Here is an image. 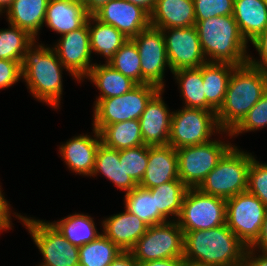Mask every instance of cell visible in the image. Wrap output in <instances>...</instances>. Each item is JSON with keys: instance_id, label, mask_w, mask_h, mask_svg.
Instances as JSON below:
<instances>
[{"instance_id": "38", "label": "cell", "mask_w": 267, "mask_h": 266, "mask_svg": "<svg viewBox=\"0 0 267 266\" xmlns=\"http://www.w3.org/2000/svg\"><path fill=\"white\" fill-rule=\"evenodd\" d=\"M267 126V92L245 115L242 121L230 132V138L249 132L257 131Z\"/></svg>"}, {"instance_id": "19", "label": "cell", "mask_w": 267, "mask_h": 266, "mask_svg": "<svg viewBox=\"0 0 267 266\" xmlns=\"http://www.w3.org/2000/svg\"><path fill=\"white\" fill-rule=\"evenodd\" d=\"M179 179L178 155L170 145L148 146V165L139 186L150 189Z\"/></svg>"}, {"instance_id": "34", "label": "cell", "mask_w": 267, "mask_h": 266, "mask_svg": "<svg viewBox=\"0 0 267 266\" xmlns=\"http://www.w3.org/2000/svg\"><path fill=\"white\" fill-rule=\"evenodd\" d=\"M122 251L103 233L79 247V266H109Z\"/></svg>"}, {"instance_id": "12", "label": "cell", "mask_w": 267, "mask_h": 266, "mask_svg": "<svg viewBox=\"0 0 267 266\" xmlns=\"http://www.w3.org/2000/svg\"><path fill=\"white\" fill-rule=\"evenodd\" d=\"M267 207L254 194L244 191L226 200V225L247 246L259 237Z\"/></svg>"}, {"instance_id": "2", "label": "cell", "mask_w": 267, "mask_h": 266, "mask_svg": "<svg viewBox=\"0 0 267 266\" xmlns=\"http://www.w3.org/2000/svg\"><path fill=\"white\" fill-rule=\"evenodd\" d=\"M35 41L27 48L21 63L23 81L38 101L58 109L63 93L62 70L66 69L55 51Z\"/></svg>"}, {"instance_id": "35", "label": "cell", "mask_w": 267, "mask_h": 266, "mask_svg": "<svg viewBox=\"0 0 267 266\" xmlns=\"http://www.w3.org/2000/svg\"><path fill=\"white\" fill-rule=\"evenodd\" d=\"M35 41L27 31L9 24L0 29V59L18 61L20 64L27 48Z\"/></svg>"}, {"instance_id": "7", "label": "cell", "mask_w": 267, "mask_h": 266, "mask_svg": "<svg viewBox=\"0 0 267 266\" xmlns=\"http://www.w3.org/2000/svg\"><path fill=\"white\" fill-rule=\"evenodd\" d=\"M160 89L151 84H137L121 96L94 101L93 128L98 132L105 126L141 117L149 100Z\"/></svg>"}, {"instance_id": "27", "label": "cell", "mask_w": 267, "mask_h": 266, "mask_svg": "<svg viewBox=\"0 0 267 266\" xmlns=\"http://www.w3.org/2000/svg\"><path fill=\"white\" fill-rule=\"evenodd\" d=\"M94 64L85 78H88L100 90L96 99L121 96L137 85L135 81L124 76L109 64Z\"/></svg>"}, {"instance_id": "50", "label": "cell", "mask_w": 267, "mask_h": 266, "mask_svg": "<svg viewBox=\"0 0 267 266\" xmlns=\"http://www.w3.org/2000/svg\"><path fill=\"white\" fill-rule=\"evenodd\" d=\"M13 0H0V15L11 6Z\"/></svg>"}, {"instance_id": "26", "label": "cell", "mask_w": 267, "mask_h": 266, "mask_svg": "<svg viewBox=\"0 0 267 266\" xmlns=\"http://www.w3.org/2000/svg\"><path fill=\"white\" fill-rule=\"evenodd\" d=\"M103 174L116 188L128 193L138 185L123 168V160H120L119 150L107 147L102 142L98 146L95 156L94 169L90 177Z\"/></svg>"}, {"instance_id": "3", "label": "cell", "mask_w": 267, "mask_h": 266, "mask_svg": "<svg viewBox=\"0 0 267 266\" xmlns=\"http://www.w3.org/2000/svg\"><path fill=\"white\" fill-rule=\"evenodd\" d=\"M267 92V73L246 63L236 66L223 105L216 112L223 132H231Z\"/></svg>"}, {"instance_id": "13", "label": "cell", "mask_w": 267, "mask_h": 266, "mask_svg": "<svg viewBox=\"0 0 267 266\" xmlns=\"http://www.w3.org/2000/svg\"><path fill=\"white\" fill-rule=\"evenodd\" d=\"M141 59V84H151L164 90L166 67H169L164 35L161 29L149 26L131 38Z\"/></svg>"}, {"instance_id": "24", "label": "cell", "mask_w": 267, "mask_h": 266, "mask_svg": "<svg viewBox=\"0 0 267 266\" xmlns=\"http://www.w3.org/2000/svg\"><path fill=\"white\" fill-rule=\"evenodd\" d=\"M49 0H13L5 11L8 23L27 31L37 40L44 25Z\"/></svg>"}, {"instance_id": "20", "label": "cell", "mask_w": 267, "mask_h": 266, "mask_svg": "<svg viewBox=\"0 0 267 266\" xmlns=\"http://www.w3.org/2000/svg\"><path fill=\"white\" fill-rule=\"evenodd\" d=\"M114 214L101 221L103 234L121 251H130L146 233L148 225L135 214L128 212Z\"/></svg>"}, {"instance_id": "32", "label": "cell", "mask_w": 267, "mask_h": 266, "mask_svg": "<svg viewBox=\"0 0 267 266\" xmlns=\"http://www.w3.org/2000/svg\"><path fill=\"white\" fill-rule=\"evenodd\" d=\"M188 187L176 179L150 188L152 196H155L156 209L169 221H176L182 207L184 195ZM175 217V218H174Z\"/></svg>"}, {"instance_id": "36", "label": "cell", "mask_w": 267, "mask_h": 266, "mask_svg": "<svg viewBox=\"0 0 267 266\" xmlns=\"http://www.w3.org/2000/svg\"><path fill=\"white\" fill-rule=\"evenodd\" d=\"M108 64L137 84H141V59L138 48L131 39L118 49Z\"/></svg>"}, {"instance_id": "37", "label": "cell", "mask_w": 267, "mask_h": 266, "mask_svg": "<svg viewBox=\"0 0 267 266\" xmlns=\"http://www.w3.org/2000/svg\"><path fill=\"white\" fill-rule=\"evenodd\" d=\"M119 157L123 160L125 173L139 185L148 165V146L141 145L119 150Z\"/></svg>"}, {"instance_id": "45", "label": "cell", "mask_w": 267, "mask_h": 266, "mask_svg": "<svg viewBox=\"0 0 267 266\" xmlns=\"http://www.w3.org/2000/svg\"><path fill=\"white\" fill-rule=\"evenodd\" d=\"M254 250L259 249V253H267V211L258 239L250 246Z\"/></svg>"}, {"instance_id": "46", "label": "cell", "mask_w": 267, "mask_h": 266, "mask_svg": "<svg viewBox=\"0 0 267 266\" xmlns=\"http://www.w3.org/2000/svg\"><path fill=\"white\" fill-rule=\"evenodd\" d=\"M109 266H139L130 251H122Z\"/></svg>"}, {"instance_id": "48", "label": "cell", "mask_w": 267, "mask_h": 266, "mask_svg": "<svg viewBox=\"0 0 267 266\" xmlns=\"http://www.w3.org/2000/svg\"><path fill=\"white\" fill-rule=\"evenodd\" d=\"M111 0H82V3L85 6L86 12L89 15H93L98 11L102 6L106 5Z\"/></svg>"}, {"instance_id": "30", "label": "cell", "mask_w": 267, "mask_h": 266, "mask_svg": "<svg viewBox=\"0 0 267 266\" xmlns=\"http://www.w3.org/2000/svg\"><path fill=\"white\" fill-rule=\"evenodd\" d=\"M99 134L104 145L116 150L144 145L138 119L107 125Z\"/></svg>"}, {"instance_id": "10", "label": "cell", "mask_w": 267, "mask_h": 266, "mask_svg": "<svg viewBox=\"0 0 267 266\" xmlns=\"http://www.w3.org/2000/svg\"><path fill=\"white\" fill-rule=\"evenodd\" d=\"M233 146L228 141L212 139L205 144L176 149L179 179L188 188H197Z\"/></svg>"}, {"instance_id": "47", "label": "cell", "mask_w": 267, "mask_h": 266, "mask_svg": "<svg viewBox=\"0 0 267 266\" xmlns=\"http://www.w3.org/2000/svg\"><path fill=\"white\" fill-rule=\"evenodd\" d=\"M183 258H167L161 260H151L143 263H139V266H183Z\"/></svg>"}, {"instance_id": "33", "label": "cell", "mask_w": 267, "mask_h": 266, "mask_svg": "<svg viewBox=\"0 0 267 266\" xmlns=\"http://www.w3.org/2000/svg\"><path fill=\"white\" fill-rule=\"evenodd\" d=\"M172 74L180 87L185 102L183 107L206 110L202 65L199 68L180 69Z\"/></svg>"}, {"instance_id": "17", "label": "cell", "mask_w": 267, "mask_h": 266, "mask_svg": "<svg viewBox=\"0 0 267 266\" xmlns=\"http://www.w3.org/2000/svg\"><path fill=\"white\" fill-rule=\"evenodd\" d=\"M160 89L147 103L139 118L144 145H168L172 112L162 98Z\"/></svg>"}, {"instance_id": "52", "label": "cell", "mask_w": 267, "mask_h": 266, "mask_svg": "<svg viewBox=\"0 0 267 266\" xmlns=\"http://www.w3.org/2000/svg\"><path fill=\"white\" fill-rule=\"evenodd\" d=\"M263 1H264L265 5H266V7H267V0H263Z\"/></svg>"}, {"instance_id": "11", "label": "cell", "mask_w": 267, "mask_h": 266, "mask_svg": "<svg viewBox=\"0 0 267 266\" xmlns=\"http://www.w3.org/2000/svg\"><path fill=\"white\" fill-rule=\"evenodd\" d=\"M138 263L167 258H183L184 233L177 221L148 226L130 250Z\"/></svg>"}, {"instance_id": "49", "label": "cell", "mask_w": 267, "mask_h": 266, "mask_svg": "<svg viewBox=\"0 0 267 266\" xmlns=\"http://www.w3.org/2000/svg\"><path fill=\"white\" fill-rule=\"evenodd\" d=\"M125 1L141 6L149 14L154 9L155 3H156V0H125Z\"/></svg>"}, {"instance_id": "1", "label": "cell", "mask_w": 267, "mask_h": 266, "mask_svg": "<svg viewBox=\"0 0 267 266\" xmlns=\"http://www.w3.org/2000/svg\"><path fill=\"white\" fill-rule=\"evenodd\" d=\"M247 248L224 224L185 232L183 259L206 266H243Z\"/></svg>"}, {"instance_id": "43", "label": "cell", "mask_w": 267, "mask_h": 266, "mask_svg": "<svg viewBox=\"0 0 267 266\" xmlns=\"http://www.w3.org/2000/svg\"><path fill=\"white\" fill-rule=\"evenodd\" d=\"M1 187V185H0ZM3 191L0 188V230L6 231L11 229V207L10 203L5 199V196L2 193ZM1 232V231H0Z\"/></svg>"}, {"instance_id": "4", "label": "cell", "mask_w": 267, "mask_h": 266, "mask_svg": "<svg viewBox=\"0 0 267 266\" xmlns=\"http://www.w3.org/2000/svg\"><path fill=\"white\" fill-rule=\"evenodd\" d=\"M195 28L207 62L235 66L248 63V42L242 36L233 15L196 21Z\"/></svg>"}, {"instance_id": "16", "label": "cell", "mask_w": 267, "mask_h": 266, "mask_svg": "<svg viewBox=\"0 0 267 266\" xmlns=\"http://www.w3.org/2000/svg\"><path fill=\"white\" fill-rule=\"evenodd\" d=\"M93 16L102 23L112 25L128 39L150 26V14L141 6L125 0H111Z\"/></svg>"}, {"instance_id": "29", "label": "cell", "mask_w": 267, "mask_h": 266, "mask_svg": "<svg viewBox=\"0 0 267 266\" xmlns=\"http://www.w3.org/2000/svg\"><path fill=\"white\" fill-rule=\"evenodd\" d=\"M90 215L75 213L50 222L71 244L81 247L95 240L102 233L97 231L95 222Z\"/></svg>"}, {"instance_id": "31", "label": "cell", "mask_w": 267, "mask_h": 266, "mask_svg": "<svg viewBox=\"0 0 267 266\" xmlns=\"http://www.w3.org/2000/svg\"><path fill=\"white\" fill-rule=\"evenodd\" d=\"M124 203L128 212L135 214L148 226L169 221L156 209L155 196L147 188L138 185L125 193Z\"/></svg>"}, {"instance_id": "14", "label": "cell", "mask_w": 267, "mask_h": 266, "mask_svg": "<svg viewBox=\"0 0 267 266\" xmlns=\"http://www.w3.org/2000/svg\"><path fill=\"white\" fill-rule=\"evenodd\" d=\"M57 41L51 48L58 55L66 71L80 83L95 65L91 63L88 19L81 28L61 35Z\"/></svg>"}, {"instance_id": "18", "label": "cell", "mask_w": 267, "mask_h": 266, "mask_svg": "<svg viewBox=\"0 0 267 266\" xmlns=\"http://www.w3.org/2000/svg\"><path fill=\"white\" fill-rule=\"evenodd\" d=\"M94 135L74 136L67 140L59 147V153L68 166V169L76 174L83 176H91L95 156L98 146L101 143V137L96 129H92Z\"/></svg>"}, {"instance_id": "41", "label": "cell", "mask_w": 267, "mask_h": 266, "mask_svg": "<svg viewBox=\"0 0 267 266\" xmlns=\"http://www.w3.org/2000/svg\"><path fill=\"white\" fill-rule=\"evenodd\" d=\"M22 78L18 61L0 59V90L11 87Z\"/></svg>"}, {"instance_id": "22", "label": "cell", "mask_w": 267, "mask_h": 266, "mask_svg": "<svg viewBox=\"0 0 267 266\" xmlns=\"http://www.w3.org/2000/svg\"><path fill=\"white\" fill-rule=\"evenodd\" d=\"M193 0H156L150 13V26L157 29L195 26Z\"/></svg>"}, {"instance_id": "8", "label": "cell", "mask_w": 267, "mask_h": 266, "mask_svg": "<svg viewBox=\"0 0 267 266\" xmlns=\"http://www.w3.org/2000/svg\"><path fill=\"white\" fill-rule=\"evenodd\" d=\"M14 215L28 229L43 255V262L38 266H79V247L71 244L50 222L24 217L15 212Z\"/></svg>"}, {"instance_id": "44", "label": "cell", "mask_w": 267, "mask_h": 266, "mask_svg": "<svg viewBox=\"0 0 267 266\" xmlns=\"http://www.w3.org/2000/svg\"><path fill=\"white\" fill-rule=\"evenodd\" d=\"M256 251H258V249L254 250L251 247L247 248L243 266H267V253L257 255Z\"/></svg>"}, {"instance_id": "23", "label": "cell", "mask_w": 267, "mask_h": 266, "mask_svg": "<svg viewBox=\"0 0 267 266\" xmlns=\"http://www.w3.org/2000/svg\"><path fill=\"white\" fill-rule=\"evenodd\" d=\"M235 65L206 62L202 65V79L206 98V110L217 112L223 105L226 91Z\"/></svg>"}, {"instance_id": "6", "label": "cell", "mask_w": 267, "mask_h": 266, "mask_svg": "<svg viewBox=\"0 0 267 266\" xmlns=\"http://www.w3.org/2000/svg\"><path fill=\"white\" fill-rule=\"evenodd\" d=\"M215 133L230 136L220 129L215 111L183 107L172 112L168 145L178 149L205 144Z\"/></svg>"}, {"instance_id": "15", "label": "cell", "mask_w": 267, "mask_h": 266, "mask_svg": "<svg viewBox=\"0 0 267 266\" xmlns=\"http://www.w3.org/2000/svg\"><path fill=\"white\" fill-rule=\"evenodd\" d=\"M161 30L171 73L180 69L199 68L207 62L195 26Z\"/></svg>"}, {"instance_id": "5", "label": "cell", "mask_w": 267, "mask_h": 266, "mask_svg": "<svg viewBox=\"0 0 267 266\" xmlns=\"http://www.w3.org/2000/svg\"><path fill=\"white\" fill-rule=\"evenodd\" d=\"M253 157L234 145L197 189L225 200L247 191L248 170Z\"/></svg>"}, {"instance_id": "39", "label": "cell", "mask_w": 267, "mask_h": 266, "mask_svg": "<svg viewBox=\"0 0 267 266\" xmlns=\"http://www.w3.org/2000/svg\"><path fill=\"white\" fill-rule=\"evenodd\" d=\"M247 191L257 196L267 207V163L253 157L248 170Z\"/></svg>"}, {"instance_id": "40", "label": "cell", "mask_w": 267, "mask_h": 266, "mask_svg": "<svg viewBox=\"0 0 267 266\" xmlns=\"http://www.w3.org/2000/svg\"><path fill=\"white\" fill-rule=\"evenodd\" d=\"M195 20L233 15L234 0H193Z\"/></svg>"}, {"instance_id": "51", "label": "cell", "mask_w": 267, "mask_h": 266, "mask_svg": "<svg viewBox=\"0 0 267 266\" xmlns=\"http://www.w3.org/2000/svg\"><path fill=\"white\" fill-rule=\"evenodd\" d=\"M183 266H206V265L199 264V263H194V262H191V261H184V265Z\"/></svg>"}, {"instance_id": "9", "label": "cell", "mask_w": 267, "mask_h": 266, "mask_svg": "<svg viewBox=\"0 0 267 266\" xmlns=\"http://www.w3.org/2000/svg\"><path fill=\"white\" fill-rule=\"evenodd\" d=\"M176 221L183 233L222 226L226 224V200L188 188Z\"/></svg>"}, {"instance_id": "42", "label": "cell", "mask_w": 267, "mask_h": 266, "mask_svg": "<svg viewBox=\"0 0 267 266\" xmlns=\"http://www.w3.org/2000/svg\"><path fill=\"white\" fill-rule=\"evenodd\" d=\"M251 44L257 50L260 59L249 56L248 63L267 73V28Z\"/></svg>"}, {"instance_id": "28", "label": "cell", "mask_w": 267, "mask_h": 266, "mask_svg": "<svg viewBox=\"0 0 267 266\" xmlns=\"http://www.w3.org/2000/svg\"><path fill=\"white\" fill-rule=\"evenodd\" d=\"M91 53L100 54L108 64L128 38L112 25L102 23L93 15L88 17Z\"/></svg>"}, {"instance_id": "25", "label": "cell", "mask_w": 267, "mask_h": 266, "mask_svg": "<svg viewBox=\"0 0 267 266\" xmlns=\"http://www.w3.org/2000/svg\"><path fill=\"white\" fill-rule=\"evenodd\" d=\"M233 16L247 42L251 43L267 28V7L263 0H234Z\"/></svg>"}, {"instance_id": "21", "label": "cell", "mask_w": 267, "mask_h": 266, "mask_svg": "<svg viewBox=\"0 0 267 266\" xmlns=\"http://www.w3.org/2000/svg\"><path fill=\"white\" fill-rule=\"evenodd\" d=\"M88 17L82 0H49L44 24L63 35L81 28Z\"/></svg>"}]
</instances>
